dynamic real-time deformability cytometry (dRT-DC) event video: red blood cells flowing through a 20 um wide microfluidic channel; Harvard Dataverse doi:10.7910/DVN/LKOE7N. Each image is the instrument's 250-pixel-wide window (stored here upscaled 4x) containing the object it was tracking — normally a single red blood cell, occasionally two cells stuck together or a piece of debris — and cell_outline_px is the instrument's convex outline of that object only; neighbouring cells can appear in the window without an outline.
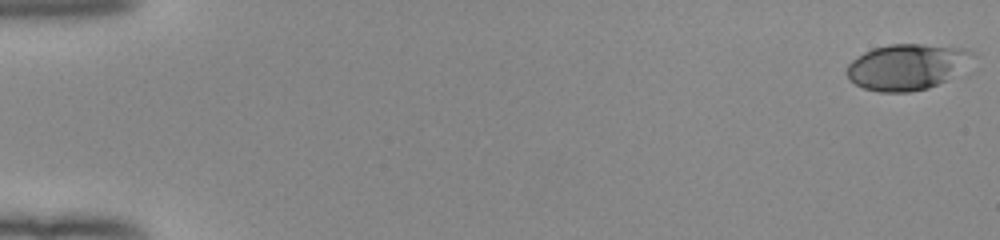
{"species": "human", "species_latin": "Homo sapiens", "temperature_condition": "room temperature", "stored_images_in_passage": 52, "camera_frame_rate_fps": 3000, "um_per_image_px": 0.085, "donor": {"sex": "female"}, "frame": {"image": 1, "passage_image": 1, "time_ms": 0.0, "image_size_px": [1000, 240], "cell_outline_px": [[980, 52], [976, 56], [944, 80], [928, 88], [908, 92], [880, 92], [864, 88], [856, 84], [844, 72], [848, 64], [852, 60], [864, 52], [872, 48], [888, 44], [920, 44], [972, 48]], "centroid_in_image_um": [77.09, 5.65], "position_along_channel_um": 7.9, "area_um2": 33.58}}
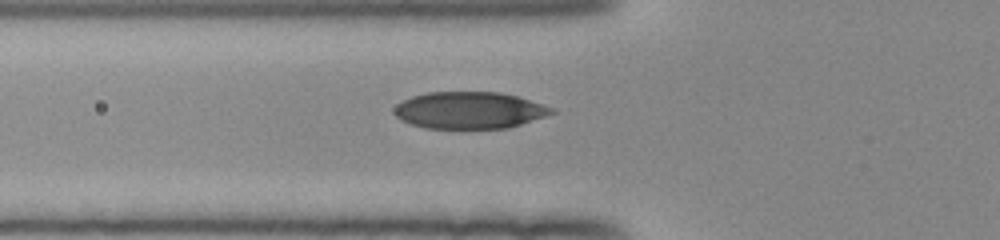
{"frame": {"image": 2, "passage_image": 20, "time_ms": 6.333, "image_size_px": [1000, 240], "cell_outline_px": [[556, 112], [508, 128], [424, 128], [400, 120], [396, 116], [396, 104], [412, 96], [428, 92], [500, 92], [516, 96], [552, 108]], "centroid_in_image_um": [39.86, 9.37], "position_along_channel_um": 85.9, "area_um2": 33.35}}
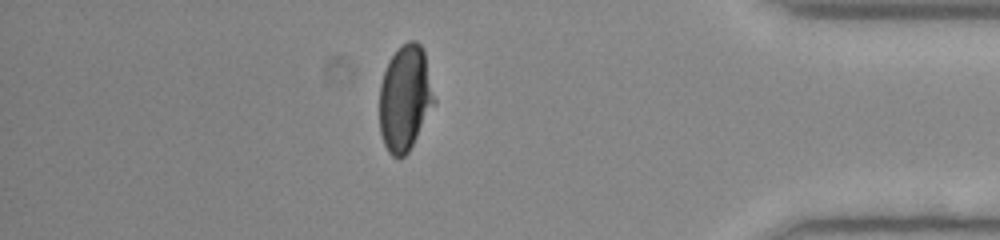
{"frame": {"image": 3, "passage_image": 46, "time_ms": 15.0, "image_size_px": [1000, 240], "cell_outline_px": [[436, 104], [408, 152], [404, 156], [392, 156], [388, 152], [384, 144], [380, 132], [380, 84], [388, 60], [396, 48], [408, 40], [416, 40], [424, 48], [436, 100]], "centroid_in_image_um": [34.45, 8.3], "position_along_channel_um": 400.8, "area_um2": 34.22}, "authors_computed_cell_mechanics": {"area_um2": 34.1598, "velocity_mm_per_s": 3.9923, "shape_relaxation_time_tau1_ms": 5.261, "shape_relaxation_time_tau2_ms": null, "deformation_change_tau1": 0.1948, "deformation_change_tau2": null}}